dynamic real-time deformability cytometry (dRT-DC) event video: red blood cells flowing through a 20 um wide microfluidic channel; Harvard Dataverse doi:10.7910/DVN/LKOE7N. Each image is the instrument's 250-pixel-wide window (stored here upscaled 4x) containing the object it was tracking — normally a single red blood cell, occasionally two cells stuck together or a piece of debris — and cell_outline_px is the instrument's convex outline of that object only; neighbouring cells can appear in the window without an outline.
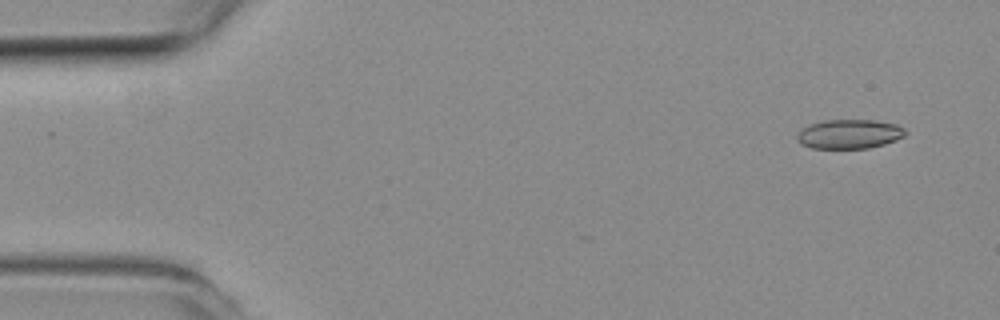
{"species": "common noctule bat (a hibernating species)", "species_latin": "Nyctalus noctula", "temperature_condition": "room temperature", "stored_images_in_passage": 7, "camera_frame_rate_fps": 3000, "um_per_image_px": 0.085, "animal": {"sex": "female", "body_mass_g": 19.3, "forearm_length_mm": 54.1}, "frame": {"image": 1, "passage_image": 1, "time_ms": 0.0, "image_size_px": [1000, 320], "cell_outline_px": [[908, 132], [904, 136], [896, 140], [884, 144], [868, 148], [812, 148], [800, 144], [796, 140], [796, 136], [804, 128], [812, 124], [824, 120], [872, 120], [896, 124], [904, 128]], "centroid_in_image_um": [72.21, 11.4], "position_along_channel_um": 12.8, "area_um2": 18.38}}